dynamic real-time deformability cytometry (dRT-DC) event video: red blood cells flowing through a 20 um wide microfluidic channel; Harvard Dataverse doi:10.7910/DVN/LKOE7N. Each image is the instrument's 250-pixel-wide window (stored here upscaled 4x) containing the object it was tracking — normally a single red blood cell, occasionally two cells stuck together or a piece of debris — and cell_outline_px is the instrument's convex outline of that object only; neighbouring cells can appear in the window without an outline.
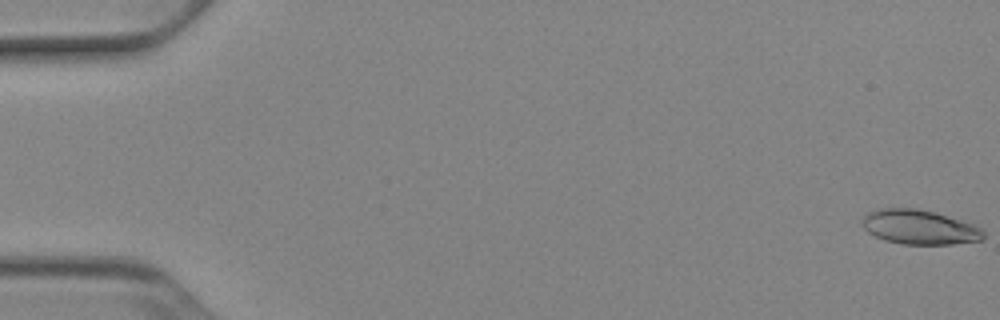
{"species": "Egyptian fruit bat (a non-hibernating species)", "species_latin": "Rousettus aegyptiacus", "temperature_condition": "cold", "stored_images_in_passage": 53, "camera_frame_rate_fps": 3000, "um_per_image_px": 0.085, "animal": {"sex": "female"}, "frame": {"image": 1, "passage_image": 1, "time_ms": 0.0, "image_size_px": [1000, 320], "cell_outline_px": [[984, 240], [952, 244], [900, 244], [884, 240], [868, 232], [864, 228], [860, 220], [868, 212], [880, 208], [916, 208], [936, 212], [976, 224], [984, 232]], "centroid_in_image_um": [78.17, 19.3], "position_along_channel_um": 6.8, "area_um2": 24.68}}
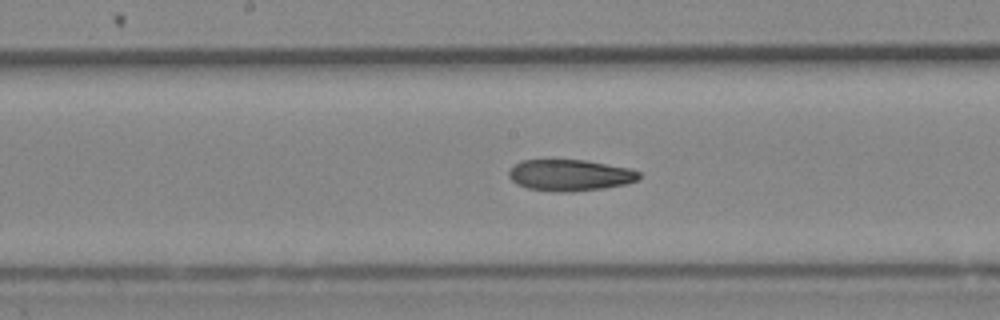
{"frame": {"image": 2, "passage_image": 28, "time_ms": 9.0, "image_size_px": [1000, 320], "cell_outline_px": [[640, 180], [628, 184], [604, 188], [568, 192], [556, 192], [528, 188], [516, 184], [508, 176], [508, 172], [520, 160], [584, 160], [628, 168], [640, 172]], "centroid_in_image_um": [48.46, 14.9], "position_along_channel_um": 199.7, "area_um2": 23.81}}
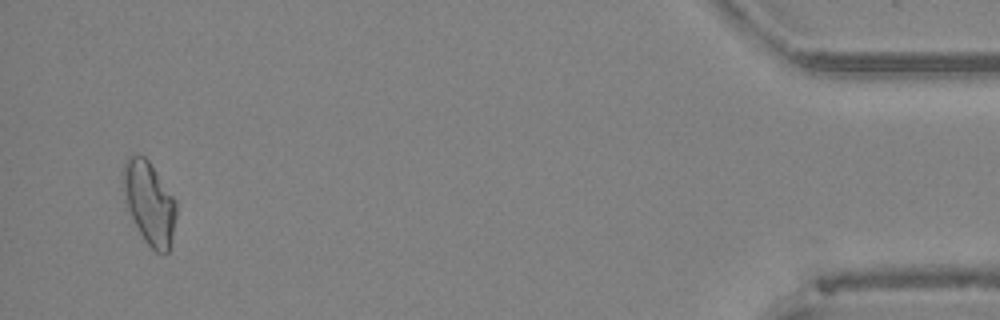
{"frame": {"image": 3, "passage_image": 51, "time_ms": 16.667, "image_size_px": [1000, 320], "cell_outline_px": [[176, 216], [172, 236], [168, 252], [156, 252], [144, 240], [124, 200], [120, 188], [124, 160], [128, 156], [144, 156], [148, 160], [176, 200]], "centroid_in_image_um": [12.65, 17.2], "position_along_channel_um": 422.5, "area_um2": 25.55}, "authors_computed_cell_mechanics": {"area_um2": 24.2182, "velocity_mm_per_s": 3.9046, "shape_relaxation_time_tau1_ms": 7.9028, "shape_relaxation_time_tau2_ms": 4.3658, "deformation_change_tau1": 0.1943, "deformation_change_tau2": 0.1267}}